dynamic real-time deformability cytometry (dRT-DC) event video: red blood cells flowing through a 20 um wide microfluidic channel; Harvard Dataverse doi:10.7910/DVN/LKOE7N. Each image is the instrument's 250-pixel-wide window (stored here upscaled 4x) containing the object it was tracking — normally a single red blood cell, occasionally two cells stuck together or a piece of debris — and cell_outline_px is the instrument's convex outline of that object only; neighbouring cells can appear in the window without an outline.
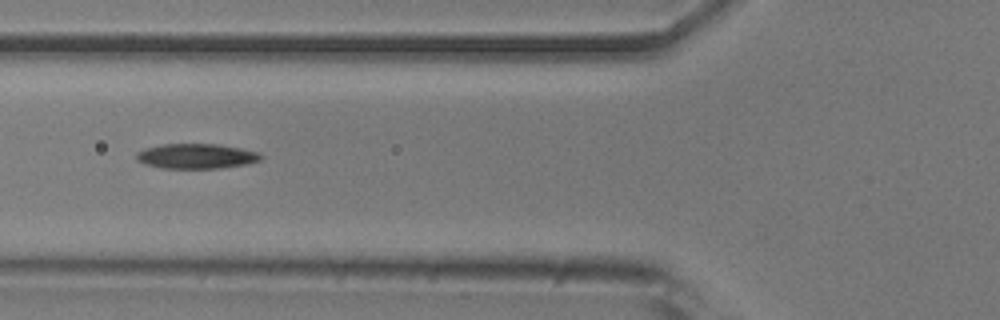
{"species": "common noctule bat (a hibernating species)", "species_latin": "Nyctalus noctula", "temperature_condition": "room temperature", "stored_images_in_passage": 21, "camera_frame_rate_fps": 3000, "um_per_image_px": 0.085, "animal": {"sex": "male", "body_mass_g": 20.5, "forearm_length_mm": 52.5}, "frame": {"image": 1, "passage_image": 6, "time_ms": 1.667, "image_size_px": [1000, 320], "cell_outline_px": [[264, 156], [260, 160], [244, 164], [220, 168], [160, 168], [144, 164], [136, 160], [136, 152], [144, 148], [160, 144], [220, 144], [260, 152]], "centroid_in_image_um": [16.66, 13.26], "position_along_channel_um": 109.1, "area_um2": 18.26}}
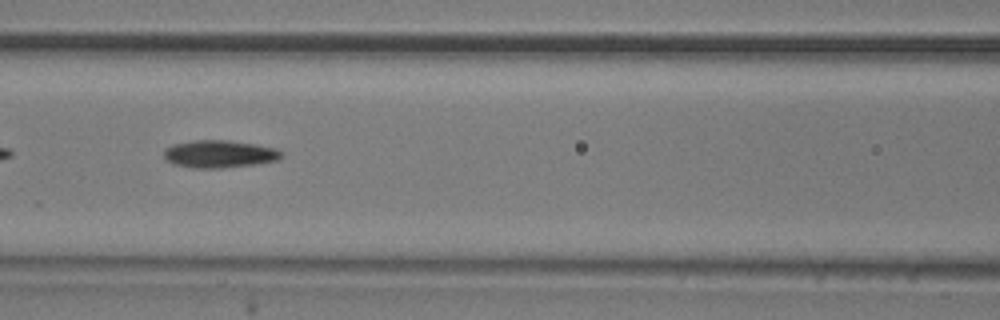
{"frame": {"image": 2, "passage_image": 9, "time_ms": 2.667, "image_size_px": [1000, 320], "cell_outline_px": [[284, 156], [276, 160], [252, 164], [220, 168], [192, 168], [172, 164], [164, 156], [164, 148], [172, 144], [192, 140], [228, 140], [256, 144], [276, 148], [284, 152]], "centroid_in_image_um": [18.63, 13.08], "position_along_channel_um": 148.0, "area_um2": 18.96}}
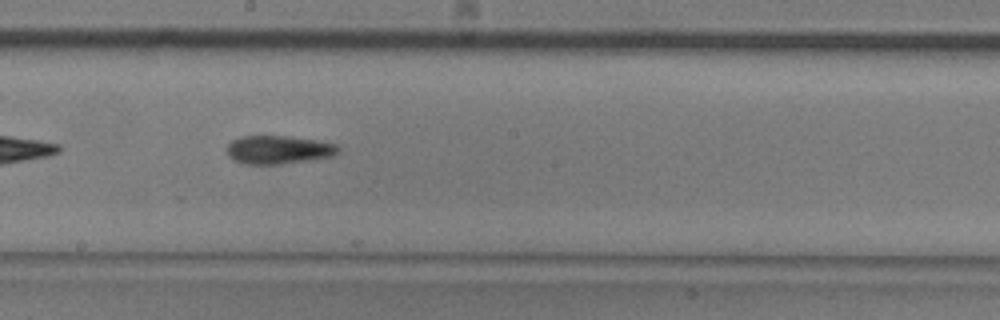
{"frame": {"image": 3, "passage_image": 15, "time_ms": 4.667, "image_size_px": [1000, 320], "cell_outline_px": [[340, 152], [332, 156], [280, 164], [244, 164], [232, 160], [228, 156], [228, 144], [232, 140], [240, 136], [284, 136], [316, 140], [336, 144], [340, 148]], "centroid_in_image_um": [23.65, 12.73], "position_along_channel_um": 224.6, "area_um2": 18.32}}